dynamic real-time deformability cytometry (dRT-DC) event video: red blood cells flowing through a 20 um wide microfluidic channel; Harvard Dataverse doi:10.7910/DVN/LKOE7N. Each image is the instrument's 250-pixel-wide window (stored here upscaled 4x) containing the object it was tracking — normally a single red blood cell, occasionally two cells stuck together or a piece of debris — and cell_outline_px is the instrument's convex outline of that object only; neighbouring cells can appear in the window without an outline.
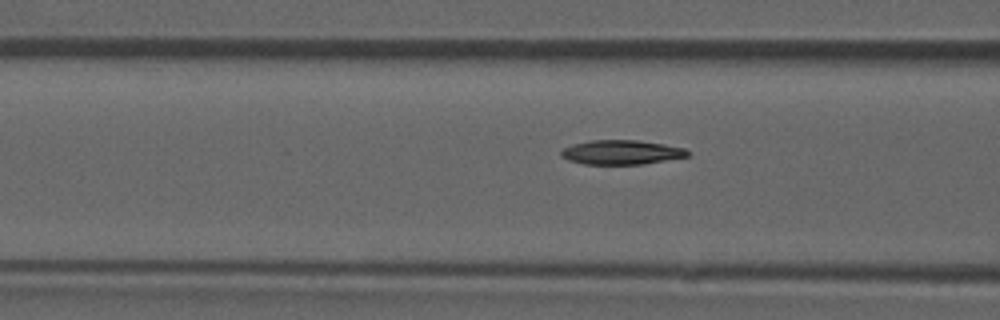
{"species": "common noctule bat (a hibernating species)", "species_latin": "Nyctalus noctula", "temperature_condition": "room temperature", "stored_images_in_passage": 33, "camera_frame_rate_fps": 3000, "um_per_image_px": 0.085, "animal": {"sex": "male", "forearm_length_mm": 52.5}, "frame": {"image": 1, "passage_image": 10, "time_ms": 3.0, "image_size_px": [1000, 320], "cell_outline_px": [[688, 156], [644, 164], [584, 164], [568, 160], [560, 156], [560, 152], [564, 148], [572, 144], [592, 140], [636, 140], [664, 144], [684, 148], [688, 152]], "centroid_in_image_um": [52.78, 12.94], "position_along_channel_um": 113.8, "area_um2": 17.86}}